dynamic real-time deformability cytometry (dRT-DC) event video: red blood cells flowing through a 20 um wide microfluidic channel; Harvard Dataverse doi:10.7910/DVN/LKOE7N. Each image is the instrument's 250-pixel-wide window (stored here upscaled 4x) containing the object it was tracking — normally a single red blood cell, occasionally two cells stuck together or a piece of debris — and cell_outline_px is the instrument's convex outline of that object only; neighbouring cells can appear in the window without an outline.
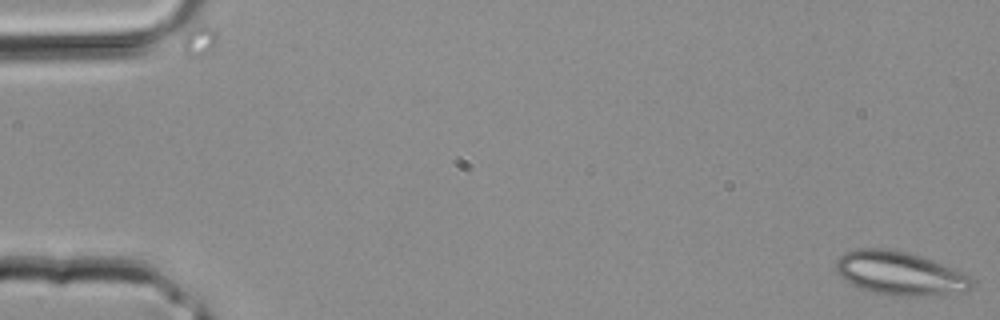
{"species": "common noctule bat (a hibernating species)", "species_latin": "Nyctalus noctula", "temperature_condition": "room temperature", "stored_images_in_passage": 5, "camera_frame_rate_fps": 3000, "um_per_image_px": 0.085, "animal": {"sex": "male", "body_mass_g": 20.4}, "frame": {"image": 1, "passage_image": 1, "time_ms": 0.0, "image_size_px": [1000, 320], "cell_outline_px": [[976, 280], [972, 288], [964, 292], [944, 296], [892, 296], [872, 292], [860, 288], [844, 280], [836, 272], [836, 260], [844, 252], [856, 248], [888, 248], [908, 252], [932, 260], [972, 276]], "centroid_in_image_um": [76.53, 23.25], "position_along_channel_um": 8.5, "area_um2": 35.26}}